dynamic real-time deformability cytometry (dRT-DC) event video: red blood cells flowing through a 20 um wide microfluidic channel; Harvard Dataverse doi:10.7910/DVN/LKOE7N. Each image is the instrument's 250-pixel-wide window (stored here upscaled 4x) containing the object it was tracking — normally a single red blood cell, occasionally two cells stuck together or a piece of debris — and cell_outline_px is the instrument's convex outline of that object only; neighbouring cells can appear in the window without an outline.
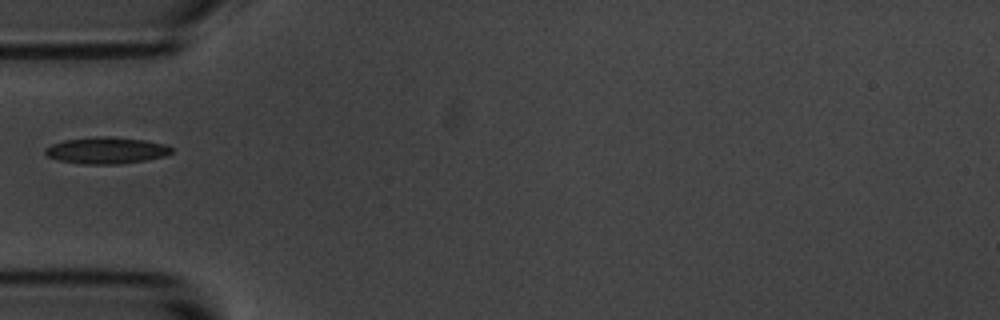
{"species": "common noctule bat (a hibernating species)", "species_latin": "Nyctalus noctula", "temperature_condition": "room temperature", "stored_images_in_passage": 1, "camera_frame_rate_fps": 3000, "um_per_image_px": 0.085, "animal": {"sex": "male", "body_mass_g": 20.1, "forearm_length_mm": 53.5}, "frame": {"image": 1, "passage_image": 1, "time_ms": 0.0, "image_size_px": [1000, 320], "cell_outline_px": [[172, 152], [164, 156], [144, 160], [116, 164], [84, 164], [60, 160], [48, 156], [44, 152], [44, 148], [52, 144], [64, 140], [104, 136], [108, 136], [144, 140], [168, 144], [172, 148]], "centroid_in_image_um": [9.05, 12.78], "position_along_channel_um": 75.9, "area_um2": 19.36}}